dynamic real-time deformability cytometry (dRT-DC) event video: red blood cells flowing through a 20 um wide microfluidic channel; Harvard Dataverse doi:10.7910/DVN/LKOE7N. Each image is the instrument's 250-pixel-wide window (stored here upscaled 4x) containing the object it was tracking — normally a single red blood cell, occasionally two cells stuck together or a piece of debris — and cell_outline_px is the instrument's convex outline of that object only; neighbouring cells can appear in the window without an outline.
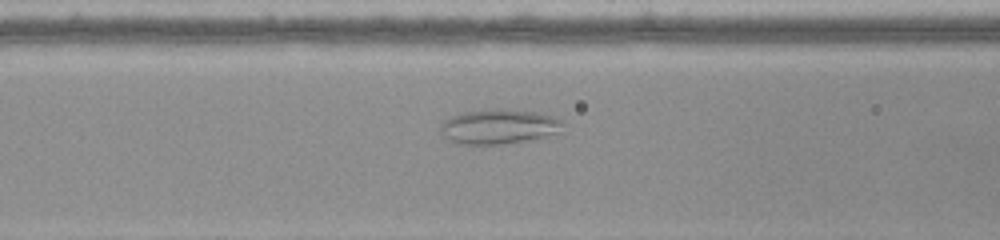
{"species": "common noctule bat (a hibernating species)", "species_latin": "Nyctalus noctula", "temperature_condition": "warm", "stored_images_in_passage": 35, "camera_frame_rate_fps": 3000, "um_per_image_px": 0.085, "animal": {"sex": "female", "body_mass_g": 22.0, "forearm_length_mm": 56.7}, "frame": {"image": 1, "passage_image": 5, "time_ms": 1.333, "image_size_px": [1000, 240], "cell_outline_px": [[560, 132], [524, 140], [500, 144], [456, 144], [444, 136], [440, 132], [440, 124], [444, 120], [452, 116], [464, 112], [496, 108], [500, 108], [536, 112], [552, 116], [560, 120]], "centroid_in_image_um": [42.32, 10.75], "position_along_channel_um": 124.3, "area_um2": 24.39}}
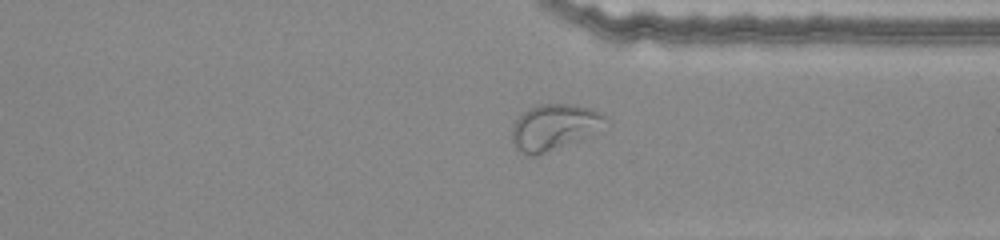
{"frame": {"image": 2, "passage_image": 23, "time_ms": 7.333, "image_size_px": [1000, 240], "cell_outline_px": [[608, 120], [576, 140], [536, 156], [528, 156], [520, 152], [516, 148], [512, 140], [512, 128], [516, 120], [528, 108], [540, 104], [572, 104], [588, 108], [600, 112], [608, 116]], "centroid_in_image_um": [47.01, 10.79], "position_along_channel_um": 364.4, "area_um2": 24.16}}
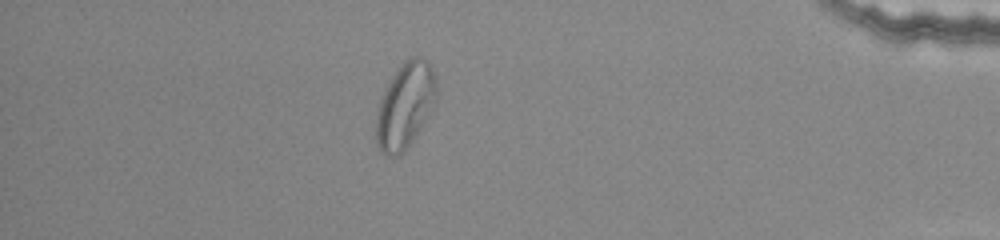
{"frame": {"image": 3, "passage_image": 29, "time_ms": 9.333, "image_size_px": [1000, 240], "cell_outline_px": [[436, 100], [420, 128], [404, 152], [396, 156], [388, 156], [380, 148], [376, 140], [376, 120], [380, 100], [384, 88], [392, 76], [404, 60], [412, 56], [420, 56], [428, 60], [436, 76]], "centroid_in_image_um": [34.44, 8.92], "position_along_channel_um": 400.8, "area_um2": 29.82}, "authors_computed_cell_mechanics": {"area_um2": 24.1604, "velocity_mm_per_s": 4.0312, "shape_relaxation_time_tau1_ms": null, "shape_relaxation_time_tau2_ms": 1.6712, "deformation_change_tau1": null, "deformation_change_tau2": 0.0782}}